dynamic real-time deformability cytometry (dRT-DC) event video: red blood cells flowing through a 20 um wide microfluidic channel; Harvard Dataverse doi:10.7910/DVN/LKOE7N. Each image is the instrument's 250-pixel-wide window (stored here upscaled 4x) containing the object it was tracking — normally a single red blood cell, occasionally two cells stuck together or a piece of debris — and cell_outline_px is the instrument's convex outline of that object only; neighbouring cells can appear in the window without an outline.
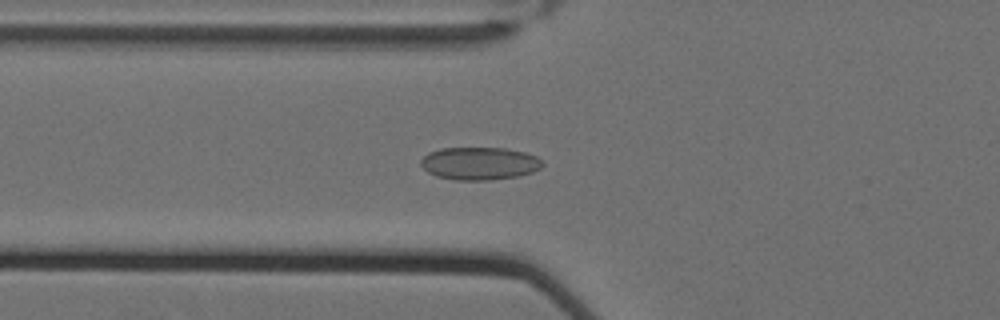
{"species": "Egyptian fruit bat (a non-hibernating species)", "species_latin": "Rousettus aegyptiacus", "temperature_condition": "cold", "stored_images_in_passage": 60, "camera_frame_rate_fps": 3000, "um_per_image_px": 0.085, "animal": {"sex": "female"}, "frame": {"image": 1, "passage_image": 24, "time_ms": 7.667, "image_size_px": [1000, 320], "cell_outline_px": [[544, 164], [540, 168], [532, 172], [516, 176], [492, 180], [456, 180], [436, 176], [428, 172], [420, 164], [420, 160], [428, 152], [440, 148], [504, 148], [524, 152], [536, 156]], "centroid_in_image_um": [40.73, 13.89], "position_along_channel_um": 85.1, "area_um2": 23.18}}
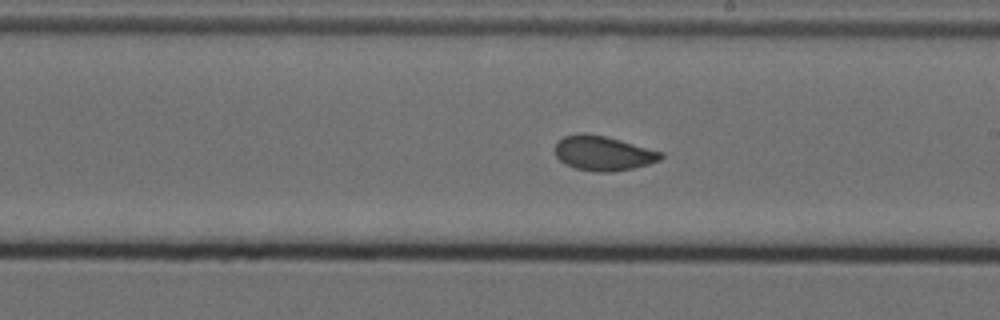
{"frame": {"image": 2, "passage_image": 37, "time_ms": 12.0, "image_size_px": [1000, 320], "cell_outline_px": [[664, 156], [660, 160], [648, 164], [632, 168], [612, 172], [600, 172], [576, 168], [564, 164], [556, 156], [556, 144], [564, 136], [580, 132], [584, 132], [604, 136], [620, 140], [664, 152]], "centroid_in_image_um": [51.28, 13.02], "position_along_channel_um": 237.7, "area_um2": 21.27}}
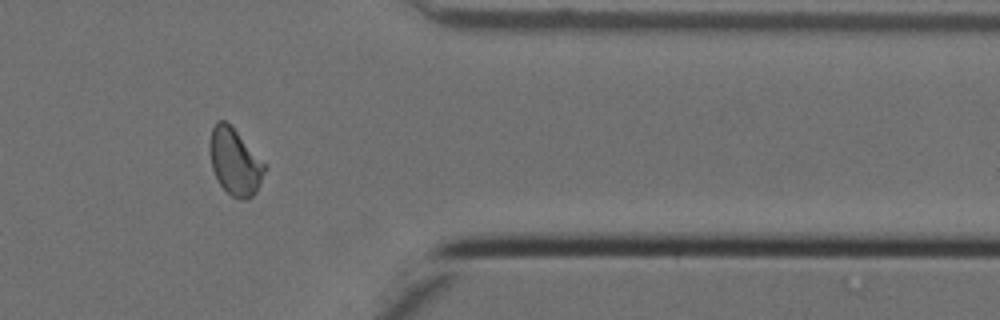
{"frame": {"image": 3, "passage_image": 51, "time_ms": 16.667, "image_size_px": [1000, 320], "cell_outline_px": [[268, 168], [256, 192], [248, 200], [244, 200], [232, 196], [220, 184], [212, 168], [212, 128], [216, 120], [224, 120], [236, 132]], "centroid_in_image_um": [20.01, 13.81], "position_along_channel_um": 391.4, "area_um2": 20.4}, "authors_computed_cell_mechanics": {"area_um2": 21.675, "velocity_mm_per_s": 3.4904, "shape_relaxation_time_tau1_ms": null, "shape_relaxation_time_tau2_ms": 1.5505, "deformation_change_tau1": null, "deformation_change_tau2": 0.0504}}